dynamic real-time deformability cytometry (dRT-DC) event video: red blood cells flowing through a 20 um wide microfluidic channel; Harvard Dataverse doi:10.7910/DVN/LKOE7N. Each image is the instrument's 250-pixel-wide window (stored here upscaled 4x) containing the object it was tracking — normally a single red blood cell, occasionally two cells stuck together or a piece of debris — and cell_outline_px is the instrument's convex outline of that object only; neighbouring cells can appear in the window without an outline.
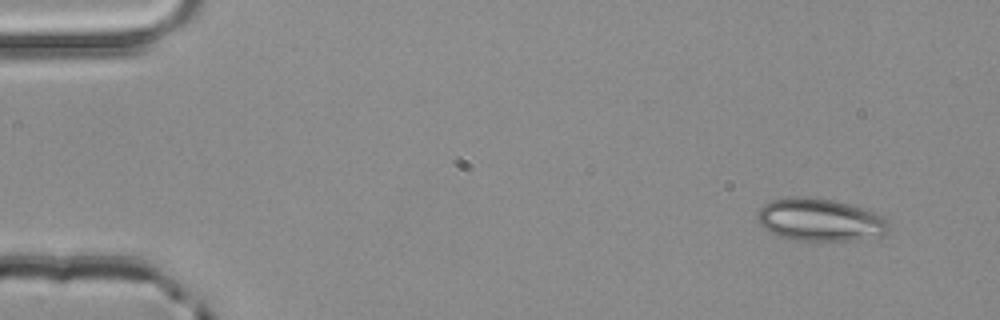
{"species": "common noctule bat (a hibernating species)", "species_latin": "Nyctalus noctula", "temperature_condition": "room temperature", "stored_images_in_passage": 4, "camera_frame_rate_fps": 3000, "um_per_image_px": 0.085, "animal": {"sex": "male", "body_mass_g": 20.4}, "frame": {"image": 1, "passage_image": 1, "time_ms": 0.0, "image_size_px": [1000, 320], "cell_outline_px": [[888, 232], [884, 236], [856, 240], [792, 240], [780, 236], [764, 228], [756, 220], [756, 216], [760, 208], [764, 204], [772, 200], [792, 196], [804, 196], [832, 200], [848, 204], [884, 216], [888, 224]], "centroid_in_image_um": [69.69, 18.69], "position_along_channel_um": 15.3, "area_um2": 32.54}}